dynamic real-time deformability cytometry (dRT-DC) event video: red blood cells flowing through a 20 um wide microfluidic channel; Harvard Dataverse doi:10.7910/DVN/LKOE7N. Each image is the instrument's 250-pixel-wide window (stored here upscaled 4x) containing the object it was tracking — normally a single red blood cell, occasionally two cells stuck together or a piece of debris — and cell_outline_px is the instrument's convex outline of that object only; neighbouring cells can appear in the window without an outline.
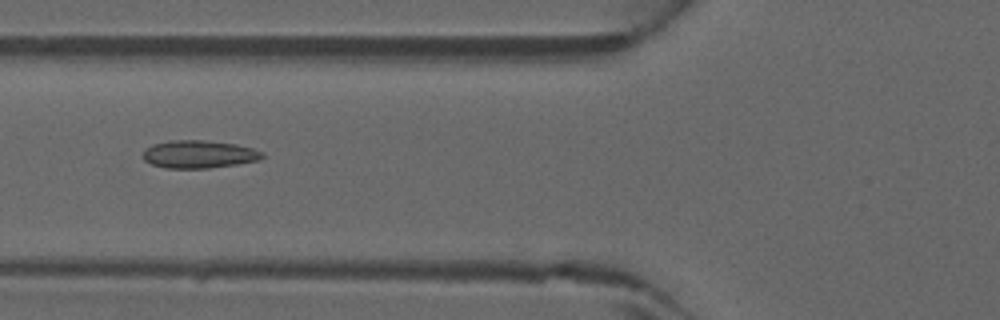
{"species": "common noctule bat (a hibernating species)", "species_latin": "Nyctalus noctula", "temperature_condition": "warm", "stored_images_in_passage": 45, "camera_frame_rate_fps": 3000, "um_per_image_px": 0.085, "animal": {"sex": "male", "forearm_length_mm": 52.5}, "frame": {"image": 1, "passage_image": 18, "time_ms": 5.667, "image_size_px": [1000, 320], "cell_outline_px": [[264, 156], [260, 160], [236, 164], [208, 168], [164, 168], [152, 164], [144, 160], [144, 148], [152, 144], [168, 140], [204, 140], [236, 144], [252, 148], [264, 152]], "centroid_in_image_um": [16.9, 13.1], "position_along_channel_um": 108.9, "area_um2": 19.42}}
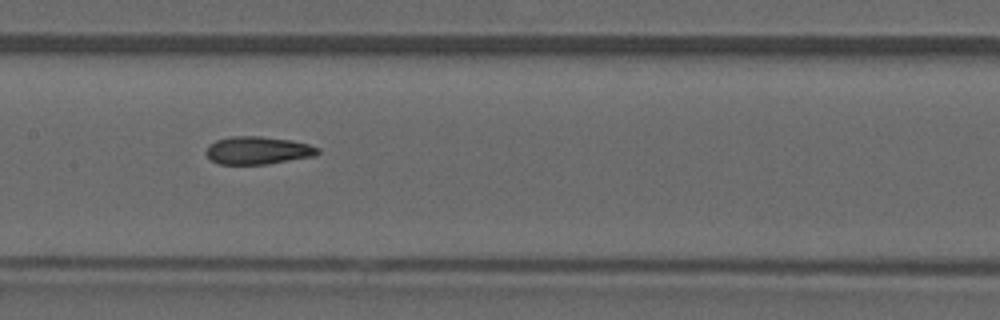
{"frame": {"image": 2, "passage_image": 23, "time_ms": 7.333, "image_size_px": [1000, 320], "cell_outline_px": [[320, 152], [316, 156], [264, 164], [220, 164], [212, 160], [204, 152], [208, 144], [216, 140], [232, 136], [260, 136], [292, 140], [308, 144], [320, 148]], "centroid_in_image_um": [21.92, 12.77], "position_along_channel_um": 185.5, "area_um2": 18.15}}
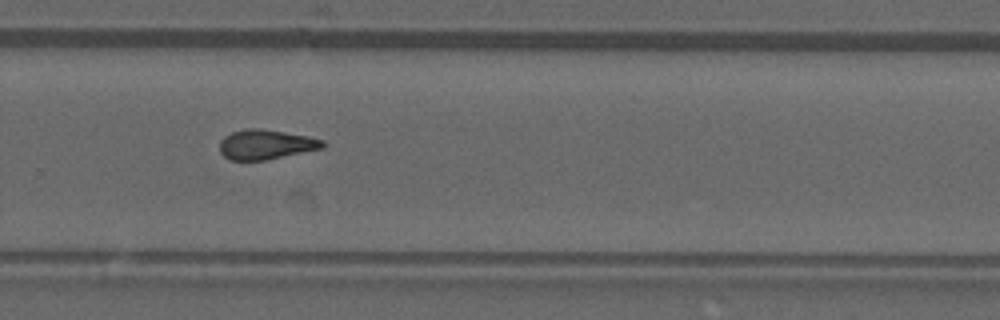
{"frame": {"image": 3, "passage_image": 31, "time_ms": 10.0, "image_size_px": [1000, 320], "cell_outline_px": [[324, 148], [268, 160], [232, 160], [224, 156], [220, 152], [220, 140], [224, 136], [232, 132], [244, 128], [260, 128], [308, 136], [324, 140]], "centroid_in_image_um": [22.6, 12.28], "position_along_channel_um": 307.2, "area_um2": 17.98}}